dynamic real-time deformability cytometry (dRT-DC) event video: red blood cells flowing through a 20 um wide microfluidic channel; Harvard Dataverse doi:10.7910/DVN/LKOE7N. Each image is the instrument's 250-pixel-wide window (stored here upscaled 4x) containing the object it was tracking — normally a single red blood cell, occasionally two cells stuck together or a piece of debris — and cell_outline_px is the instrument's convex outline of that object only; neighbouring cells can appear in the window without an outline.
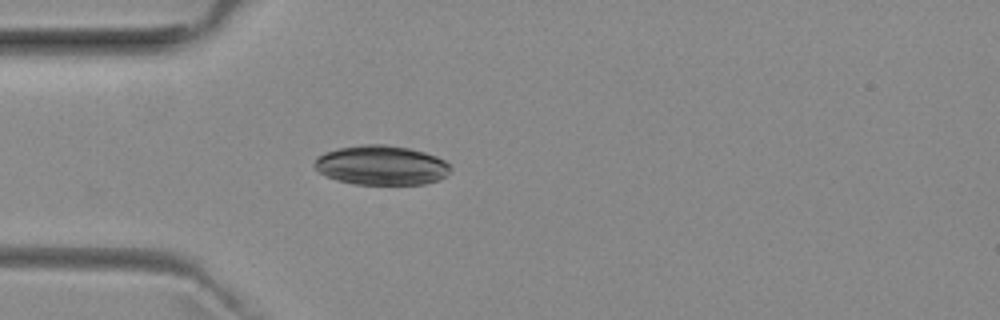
{"species": "common noctule bat (a hibernating species)", "species_latin": "Nyctalus noctula", "temperature_condition": "room temperature", "stored_images_in_passage": 37, "camera_frame_rate_fps": 3000, "um_per_image_px": 0.085, "animal": {"sex": "female", "body_mass_g": 29.2, "forearm_length_mm": 56.3}, "frame": {"image": 1, "passage_image": 8, "time_ms": 2.333, "image_size_px": [1000, 320], "cell_outline_px": [[452, 168], [440, 180], [424, 184], [356, 184], [336, 180], [324, 176], [312, 164], [316, 156], [324, 152], [336, 148], [360, 144], [388, 144], [408, 148], [424, 152], [436, 156], [444, 160]], "centroid_in_image_um": [32.37, 14.03], "position_along_channel_um": 52.6, "area_um2": 31.62}}
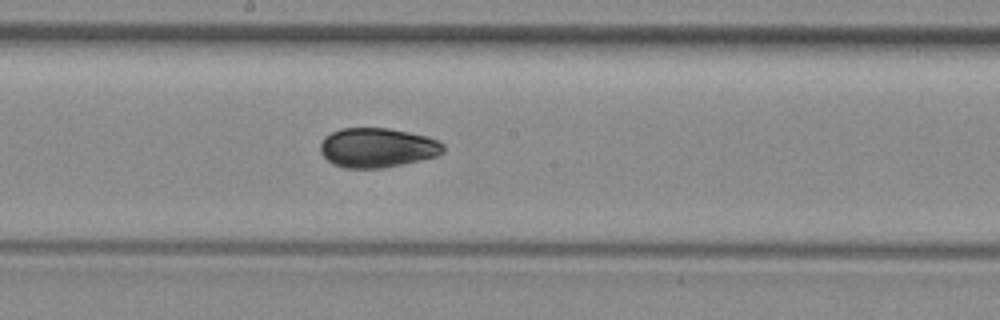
{"frame": {"image": 2, "passage_image": 21, "time_ms": 6.667, "image_size_px": [1000, 320], "cell_outline_px": [[444, 152], [436, 156], [420, 160], [380, 168], [344, 168], [332, 164], [320, 152], [320, 144], [324, 136], [340, 128], [388, 128], [428, 136], [440, 140], [444, 144]], "centroid_in_image_um": [32.07, 12.54], "position_along_channel_um": 216.1, "area_um2": 28.44}}
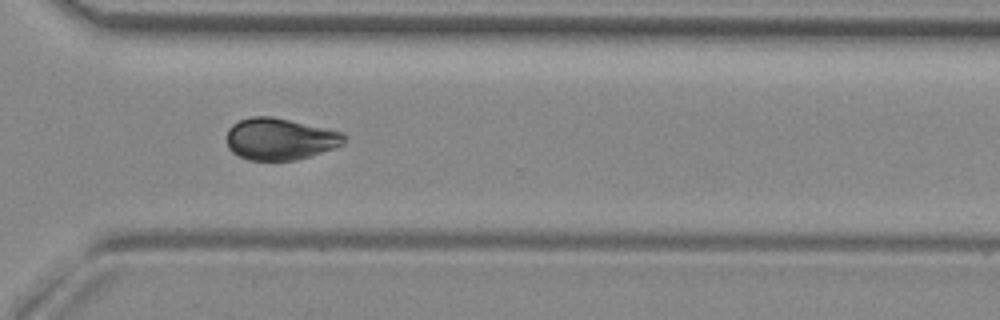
{"frame": {"image": 3, "passage_image": 31, "time_ms": 10.0, "image_size_px": [1000, 320], "cell_outline_px": [[348, 136], [344, 144], [296, 160], [248, 160], [232, 152], [228, 148], [228, 128], [232, 124], [240, 120], [252, 116], [272, 116], [344, 132]], "centroid_in_image_um": [23.81, 11.8], "position_along_channel_um": 346.8, "area_um2": 28.55}, "authors_computed_cell_mechanics": {"area_um2": 28.9578, "velocity_mm_per_s": 3.9474, "shape_relaxation_time_tau1_ms": 9.4165, "shape_relaxation_time_tau2_ms": 2.6266, "deformation_change_tau1": 0.1495, "deformation_change_tau2": 0.0737}}